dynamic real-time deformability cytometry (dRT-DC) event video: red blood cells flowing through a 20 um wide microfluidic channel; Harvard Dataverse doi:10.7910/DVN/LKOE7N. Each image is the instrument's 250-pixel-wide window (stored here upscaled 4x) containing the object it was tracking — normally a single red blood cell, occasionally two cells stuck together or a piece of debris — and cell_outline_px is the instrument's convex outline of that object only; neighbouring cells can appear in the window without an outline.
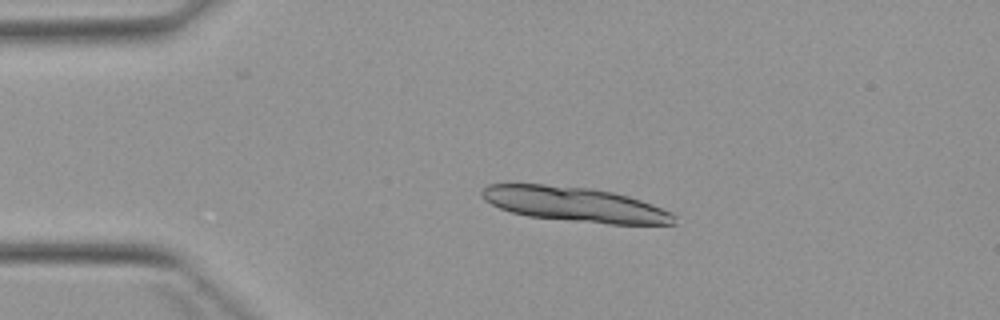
{"species": "Egyptian fruit bat (a non-hibernating species)", "species_latin": "Rousettus aegyptiacus", "temperature_condition": "warm", "stored_images_in_passage": 2, "camera_frame_rate_fps": 3000, "um_per_image_px": 0.085, "animal": {"sex": "female"}, "frame": {"image": 1, "passage_image": 2, "time_ms": 1.667, "image_size_px": [1000, 320], "cell_outline_px": [[676, 224], [608, 224], [528, 216], [512, 212], [500, 208], [484, 200], [480, 192], [488, 184], [544, 184], [588, 188], [612, 192], [628, 196], [652, 204], [672, 212], [676, 216]], "centroid_in_image_um": [48.88, 17.37], "position_along_channel_um": 36.1, "area_um2": 38.67}}